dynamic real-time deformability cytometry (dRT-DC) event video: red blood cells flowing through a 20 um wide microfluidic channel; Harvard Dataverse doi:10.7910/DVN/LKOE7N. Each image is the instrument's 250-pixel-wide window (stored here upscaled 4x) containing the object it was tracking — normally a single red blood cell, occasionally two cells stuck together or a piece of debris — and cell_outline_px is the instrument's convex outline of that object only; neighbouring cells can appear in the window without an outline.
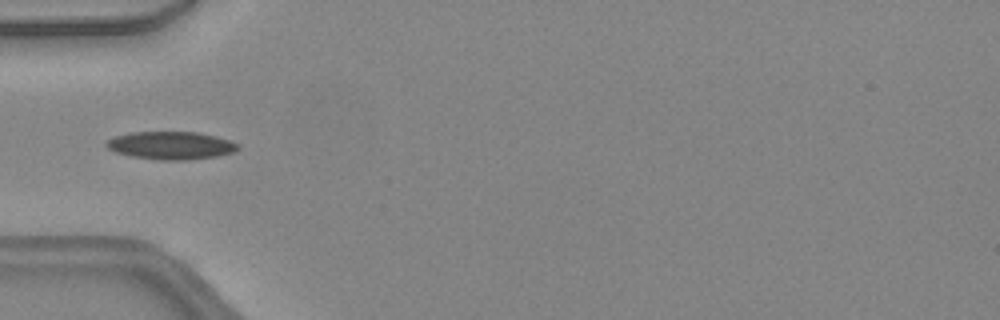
{"species": "common noctule bat (a hibernating species)", "species_latin": "Nyctalus noctula", "temperature_condition": "warm", "stored_images_in_passage": 6, "camera_frame_rate_fps": 3000, "um_per_image_px": 0.085, "animal": {"sex": "female", "body_mass_g": 24.6, "forearm_length_mm": 56.2}, "frame": {"image": 1, "passage_image": 3, "time_ms": 0.667, "image_size_px": [1000, 320], "cell_outline_px": [[240, 148], [236, 152], [216, 156], [184, 160], [160, 160], [132, 156], [116, 152], [108, 148], [104, 144], [108, 140], [116, 136], [132, 132], [196, 132], [216, 136], [232, 140], [240, 144]], "centroid_in_image_um": [14.59, 12.36], "position_along_channel_um": 70.4, "area_um2": 21.39}}